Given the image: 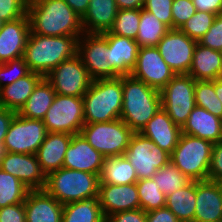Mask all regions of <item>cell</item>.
I'll return each instance as SVG.
<instances>
[{"mask_svg":"<svg viewBox=\"0 0 222 222\" xmlns=\"http://www.w3.org/2000/svg\"><path fill=\"white\" fill-rule=\"evenodd\" d=\"M30 31L44 36L84 34L81 17L64 0H33L27 3Z\"/></svg>","mask_w":222,"mask_h":222,"instance_id":"1","label":"cell"},{"mask_svg":"<svg viewBox=\"0 0 222 222\" xmlns=\"http://www.w3.org/2000/svg\"><path fill=\"white\" fill-rule=\"evenodd\" d=\"M80 37L29 33L23 58L31 72L43 77L60 63L77 55Z\"/></svg>","mask_w":222,"mask_h":222,"instance_id":"2","label":"cell"},{"mask_svg":"<svg viewBox=\"0 0 222 222\" xmlns=\"http://www.w3.org/2000/svg\"><path fill=\"white\" fill-rule=\"evenodd\" d=\"M123 102L120 119L140 133L162 107L160 91L131 75L122 76Z\"/></svg>","mask_w":222,"mask_h":222,"instance_id":"3","label":"cell"},{"mask_svg":"<svg viewBox=\"0 0 222 222\" xmlns=\"http://www.w3.org/2000/svg\"><path fill=\"white\" fill-rule=\"evenodd\" d=\"M82 98L85 124L120 119L123 102L122 76L115 79L92 80Z\"/></svg>","mask_w":222,"mask_h":222,"instance_id":"4","label":"cell"},{"mask_svg":"<svg viewBox=\"0 0 222 222\" xmlns=\"http://www.w3.org/2000/svg\"><path fill=\"white\" fill-rule=\"evenodd\" d=\"M97 174L60 168L46 176L44 189L63 205L98 196Z\"/></svg>","mask_w":222,"mask_h":222,"instance_id":"5","label":"cell"},{"mask_svg":"<svg viewBox=\"0 0 222 222\" xmlns=\"http://www.w3.org/2000/svg\"><path fill=\"white\" fill-rule=\"evenodd\" d=\"M213 146L209 140L181 133L170 162L191 181L208 180Z\"/></svg>","mask_w":222,"mask_h":222,"instance_id":"6","label":"cell"},{"mask_svg":"<svg viewBox=\"0 0 222 222\" xmlns=\"http://www.w3.org/2000/svg\"><path fill=\"white\" fill-rule=\"evenodd\" d=\"M103 156H121L128 148L133 131L121 119L84 124L80 132Z\"/></svg>","mask_w":222,"mask_h":222,"instance_id":"7","label":"cell"},{"mask_svg":"<svg viewBox=\"0 0 222 222\" xmlns=\"http://www.w3.org/2000/svg\"><path fill=\"white\" fill-rule=\"evenodd\" d=\"M194 88L195 80L189 74H178L160 91L162 108L181 128L196 106Z\"/></svg>","mask_w":222,"mask_h":222,"instance_id":"8","label":"cell"},{"mask_svg":"<svg viewBox=\"0 0 222 222\" xmlns=\"http://www.w3.org/2000/svg\"><path fill=\"white\" fill-rule=\"evenodd\" d=\"M42 121L48 132L79 134L85 124L83 98L56 94Z\"/></svg>","mask_w":222,"mask_h":222,"instance_id":"9","label":"cell"},{"mask_svg":"<svg viewBox=\"0 0 222 222\" xmlns=\"http://www.w3.org/2000/svg\"><path fill=\"white\" fill-rule=\"evenodd\" d=\"M124 155L134 167L138 180L151 178L170 162V154L141 133H133Z\"/></svg>","mask_w":222,"mask_h":222,"instance_id":"10","label":"cell"},{"mask_svg":"<svg viewBox=\"0 0 222 222\" xmlns=\"http://www.w3.org/2000/svg\"><path fill=\"white\" fill-rule=\"evenodd\" d=\"M47 134L42 120L22 117L16 113L3 144L6 152L36 154Z\"/></svg>","mask_w":222,"mask_h":222,"instance_id":"11","label":"cell"},{"mask_svg":"<svg viewBox=\"0 0 222 222\" xmlns=\"http://www.w3.org/2000/svg\"><path fill=\"white\" fill-rule=\"evenodd\" d=\"M45 78L52 84L56 94L80 98L92 83V79L78 55L60 63Z\"/></svg>","mask_w":222,"mask_h":222,"instance_id":"12","label":"cell"},{"mask_svg":"<svg viewBox=\"0 0 222 222\" xmlns=\"http://www.w3.org/2000/svg\"><path fill=\"white\" fill-rule=\"evenodd\" d=\"M77 55L81 58L92 80L120 77L108 64V44L103 34L84 33L81 35Z\"/></svg>","mask_w":222,"mask_h":222,"instance_id":"13","label":"cell"},{"mask_svg":"<svg viewBox=\"0 0 222 222\" xmlns=\"http://www.w3.org/2000/svg\"><path fill=\"white\" fill-rule=\"evenodd\" d=\"M196 44L197 41L180 29H169L156 47L163 60L178 75L189 73Z\"/></svg>","mask_w":222,"mask_h":222,"instance_id":"14","label":"cell"},{"mask_svg":"<svg viewBox=\"0 0 222 222\" xmlns=\"http://www.w3.org/2000/svg\"><path fill=\"white\" fill-rule=\"evenodd\" d=\"M130 75L161 91L175 73L163 60L157 47L152 46L139 48L136 65Z\"/></svg>","mask_w":222,"mask_h":222,"instance_id":"15","label":"cell"},{"mask_svg":"<svg viewBox=\"0 0 222 222\" xmlns=\"http://www.w3.org/2000/svg\"><path fill=\"white\" fill-rule=\"evenodd\" d=\"M0 169L18 178L30 190L44 189L46 185V175L36 154L6 152Z\"/></svg>","mask_w":222,"mask_h":222,"instance_id":"16","label":"cell"},{"mask_svg":"<svg viewBox=\"0 0 222 222\" xmlns=\"http://www.w3.org/2000/svg\"><path fill=\"white\" fill-rule=\"evenodd\" d=\"M98 201L105 218L118 212L140 208L136 183L114 185L100 182Z\"/></svg>","mask_w":222,"mask_h":222,"instance_id":"17","label":"cell"},{"mask_svg":"<svg viewBox=\"0 0 222 222\" xmlns=\"http://www.w3.org/2000/svg\"><path fill=\"white\" fill-rule=\"evenodd\" d=\"M104 158L105 156L96 151L81 133L74 134L66 150L62 167L100 176Z\"/></svg>","mask_w":222,"mask_h":222,"instance_id":"18","label":"cell"},{"mask_svg":"<svg viewBox=\"0 0 222 222\" xmlns=\"http://www.w3.org/2000/svg\"><path fill=\"white\" fill-rule=\"evenodd\" d=\"M29 33L27 13L16 20L4 22L0 29V64L23 57Z\"/></svg>","mask_w":222,"mask_h":222,"instance_id":"19","label":"cell"},{"mask_svg":"<svg viewBox=\"0 0 222 222\" xmlns=\"http://www.w3.org/2000/svg\"><path fill=\"white\" fill-rule=\"evenodd\" d=\"M194 222H222V186L220 182L196 181Z\"/></svg>","mask_w":222,"mask_h":222,"instance_id":"20","label":"cell"},{"mask_svg":"<svg viewBox=\"0 0 222 222\" xmlns=\"http://www.w3.org/2000/svg\"><path fill=\"white\" fill-rule=\"evenodd\" d=\"M107 38L108 64L121 77L130 75L136 65L138 44L134 39L102 33Z\"/></svg>","mask_w":222,"mask_h":222,"instance_id":"21","label":"cell"},{"mask_svg":"<svg viewBox=\"0 0 222 222\" xmlns=\"http://www.w3.org/2000/svg\"><path fill=\"white\" fill-rule=\"evenodd\" d=\"M63 207L45 189L29 190L24 201L26 222H62Z\"/></svg>","mask_w":222,"mask_h":222,"instance_id":"22","label":"cell"},{"mask_svg":"<svg viewBox=\"0 0 222 222\" xmlns=\"http://www.w3.org/2000/svg\"><path fill=\"white\" fill-rule=\"evenodd\" d=\"M140 133L171 154L178 144L182 129L161 107Z\"/></svg>","mask_w":222,"mask_h":222,"instance_id":"23","label":"cell"},{"mask_svg":"<svg viewBox=\"0 0 222 222\" xmlns=\"http://www.w3.org/2000/svg\"><path fill=\"white\" fill-rule=\"evenodd\" d=\"M68 133L48 132L36 153L39 165L47 176L62 168L66 150L72 139Z\"/></svg>","mask_w":222,"mask_h":222,"instance_id":"24","label":"cell"},{"mask_svg":"<svg viewBox=\"0 0 222 222\" xmlns=\"http://www.w3.org/2000/svg\"><path fill=\"white\" fill-rule=\"evenodd\" d=\"M182 133L211 141L222 142V119L204 108L195 106L183 125Z\"/></svg>","mask_w":222,"mask_h":222,"instance_id":"25","label":"cell"},{"mask_svg":"<svg viewBox=\"0 0 222 222\" xmlns=\"http://www.w3.org/2000/svg\"><path fill=\"white\" fill-rule=\"evenodd\" d=\"M115 0H90L87 12L81 18L83 32L102 34L109 31L117 16Z\"/></svg>","mask_w":222,"mask_h":222,"instance_id":"26","label":"cell"},{"mask_svg":"<svg viewBox=\"0 0 222 222\" xmlns=\"http://www.w3.org/2000/svg\"><path fill=\"white\" fill-rule=\"evenodd\" d=\"M188 74L195 81H214L222 78V52L204 47L197 42Z\"/></svg>","mask_w":222,"mask_h":222,"instance_id":"27","label":"cell"},{"mask_svg":"<svg viewBox=\"0 0 222 222\" xmlns=\"http://www.w3.org/2000/svg\"><path fill=\"white\" fill-rule=\"evenodd\" d=\"M42 78L41 74L30 72L14 83L2 87L0 89V107L18 112Z\"/></svg>","mask_w":222,"mask_h":222,"instance_id":"28","label":"cell"},{"mask_svg":"<svg viewBox=\"0 0 222 222\" xmlns=\"http://www.w3.org/2000/svg\"><path fill=\"white\" fill-rule=\"evenodd\" d=\"M55 96L56 93L52 84L43 77L35 86L33 93L17 114L30 119L43 120Z\"/></svg>","mask_w":222,"mask_h":222,"instance_id":"29","label":"cell"},{"mask_svg":"<svg viewBox=\"0 0 222 222\" xmlns=\"http://www.w3.org/2000/svg\"><path fill=\"white\" fill-rule=\"evenodd\" d=\"M99 178L101 183L114 185L138 181L135 169L125 155L105 157Z\"/></svg>","mask_w":222,"mask_h":222,"instance_id":"30","label":"cell"},{"mask_svg":"<svg viewBox=\"0 0 222 222\" xmlns=\"http://www.w3.org/2000/svg\"><path fill=\"white\" fill-rule=\"evenodd\" d=\"M196 181L166 196V207L181 221L194 222Z\"/></svg>","mask_w":222,"mask_h":222,"instance_id":"31","label":"cell"},{"mask_svg":"<svg viewBox=\"0 0 222 222\" xmlns=\"http://www.w3.org/2000/svg\"><path fill=\"white\" fill-rule=\"evenodd\" d=\"M62 222H106L98 196L65 204Z\"/></svg>","mask_w":222,"mask_h":222,"instance_id":"32","label":"cell"},{"mask_svg":"<svg viewBox=\"0 0 222 222\" xmlns=\"http://www.w3.org/2000/svg\"><path fill=\"white\" fill-rule=\"evenodd\" d=\"M168 30L155 15L144 8L140 9L139 30L135 39L139 48L157 46Z\"/></svg>","mask_w":222,"mask_h":222,"instance_id":"33","label":"cell"},{"mask_svg":"<svg viewBox=\"0 0 222 222\" xmlns=\"http://www.w3.org/2000/svg\"><path fill=\"white\" fill-rule=\"evenodd\" d=\"M29 190L18 178L0 169V208L24 203Z\"/></svg>","mask_w":222,"mask_h":222,"instance_id":"34","label":"cell"},{"mask_svg":"<svg viewBox=\"0 0 222 222\" xmlns=\"http://www.w3.org/2000/svg\"><path fill=\"white\" fill-rule=\"evenodd\" d=\"M151 178L166 196L185 187L191 182V180L182 174L171 162L159 169Z\"/></svg>","mask_w":222,"mask_h":222,"instance_id":"35","label":"cell"},{"mask_svg":"<svg viewBox=\"0 0 222 222\" xmlns=\"http://www.w3.org/2000/svg\"><path fill=\"white\" fill-rule=\"evenodd\" d=\"M136 186L140 200V209L149 212L165 207L166 195L152 178L138 180Z\"/></svg>","mask_w":222,"mask_h":222,"instance_id":"36","label":"cell"},{"mask_svg":"<svg viewBox=\"0 0 222 222\" xmlns=\"http://www.w3.org/2000/svg\"><path fill=\"white\" fill-rule=\"evenodd\" d=\"M194 95L196 106L222 119V103L216 95L214 81L196 80Z\"/></svg>","mask_w":222,"mask_h":222,"instance_id":"37","label":"cell"},{"mask_svg":"<svg viewBox=\"0 0 222 222\" xmlns=\"http://www.w3.org/2000/svg\"><path fill=\"white\" fill-rule=\"evenodd\" d=\"M140 23V9L118 10L111 34L136 39Z\"/></svg>","mask_w":222,"mask_h":222,"instance_id":"38","label":"cell"},{"mask_svg":"<svg viewBox=\"0 0 222 222\" xmlns=\"http://www.w3.org/2000/svg\"><path fill=\"white\" fill-rule=\"evenodd\" d=\"M215 17L216 14L213 13L196 11V13L180 27V30L191 39L199 42L211 28Z\"/></svg>","mask_w":222,"mask_h":222,"instance_id":"39","label":"cell"},{"mask_svg":"<svg viewBox=\"0 0 222 222\" xmlns=\"http://www.w3.org/2000/svg\"><path fill=\"white\" fill-rule=\"evenodd\" d=\"M30 69L23 57L0 64V89L28 75Z\"/></svg>","mask_w":222,"mask_h":222,"instance_id":"40","label":"cell"},{"mask_svg":"<svg viewBox=\"0 0 222 222\" xmlns=\"http://www.w3.org/2000/svg\"><path fill=\"white\" fill-rule=\"evenodd\" d=\"M173 0H145L144 9L155 15L169 29H173Z\"/></svg>","mask_w":222,"mask_h":222,"instance_id":"41","label":"cell"},{"mask_svg":"<svg viewBox=\"0 0 222 222\" xmlns=\"http://www.w3.org/2000/svg\"><path fill=\"white\" fill-rule=\"evenodd\" d=\"M27 3L26 0H0V19L7 22L23 17Z\"/></svg>","mask_w":222,"mask_h":222,"instance_id":"42","label":"cell"},{"mask_svg":"<svg viewBox=\"0 0 222 222\" xmlns=\"http://www.w3.org/2000/svg\"><path fill=\"white\" fill-rule=\"evenodd\" d=\"M195 13H196V8L192 0H173L172 4L173 29H180V27Z\"/></svg>","mask_w":222,"mask_h":222,"instance_id":"43","label":"cell"},{"mask_svg":"<svg viewBox=\"0 0 222 222\" xmlns=\"http://www.w3.org/2000/svg\"><path fill=\"white\" fill-rule=\"evenodd\" d=\"M198 43L204 47L222 52V14L216 15L211 28Z\"/></svg>","mask_w":222,"mask_h":222,"instance_id":"44","label":"cell"},{"mask_svg":"<svg viewBox=\"0 0 222 222\" xmlns=\"http://www.w3.org/2000/svg\"><path fill=\"white\" fill-rule=\"evenodd\" d=\"M208 180L222 181V142L214 143Z\"/></svg>","mask_w":222,"mask_h":222,"instance_id":"45","label":"cell"},{"mask_svg":"<svg viewBox=\"0 0 222 222\" xmlns=\"http://www.w3.org/2000/svg\"><path fill=\"white\" fill-rule=\"evenodd\" d=\"M0 222H26L24 203L0 208Z\"/></svg>","mask_w":222,"mask_h":222,"instance_id":"46","label":"cell"},{"mask_svg":"<svg viewBox=\"0 0 222 222\" xmlns=\"http://www.w3.org/2000/svg\"><path fill=\"white\" fill-rule=\"evenodd\" d=\"M106 222H146V212L140 208L112 214Z\"/></svg>","mask_w":222,"mask_h":222,"instance_id":"47","label":"cell"},{"mask_svg":"<svg viewBox=\"0 0 222 222\" xmlns=\"http://www.w3.org/2000/svg\"><path fill=\"white\" fill-rule=\"evenodd\" d=\"M17 112L0 107V162L5 156L6 150L4 147V139L9 126Z\"/></svg>","mask_w":222,"mask_h":222,"instance_id":"48","label":"cell"},{"mask_svg":"<svg viewBox=\"0 0 222 222\" xmlns=\"http://www.w3.org/2000/svg\"><path fill=\"white\" fill-rule=\"evenodd\" d=\"M146 222H181L166 206L146 212Z\"/></svg>","mask_w":222,"mask_h":222,"instance_id":"49","label":"cell"},{"mask_svg":"<svg viewBox=\"0 0 222 222\" xmlns=\"http://www.w3.org/2000/svg\"><path fill=\"white\" fill-rule=\"evenodd\" d=\"M196 11L222 14V0H192Z\"/></svg>","mask_w":222,"mask_h":222,"instance_id":"50","label":"cell"},{"mask_svg":"<svg viewBox=\"0 0 222 222\" xmlns=\"http://www.w3.org/2000/svg\"><path fill=\"white\" fill-rule=\"evenodd\" d=\"M81 18L88 10L90 0H64Z\"/></svg>","mask_w":222,"mask_h":222,"instance_id":"51","label":"cell"},{"mask_svg":"<svg viewBox=\"0 0 222 222\" xmlns=\"http://www.w3.org/2000/svg\"><path fill=\"white\" fill-rule=\"evenodd\" d=\"M118 10L142 9L145 0H115Z\"/></svg>","mask_w":222,"mask_h":222,"instance_id":"52","label":"cell"},{"mask_svg":"<svg viewBox=\"0 0 222 222\" xmlns=\"http://www.w3.org/2000/svg\"><path fill=\"white\" fill-rule=\"evenodd\" d=\"M214 89L218 99L222 103V78L214 80Z\"/></svg>","mask_w":222,"mask_h":222,"instance_id":"53","label":"cell"},{"mask_svg":"<svg viewBox=\"0 0 222 222\" xmlns=\"http://www.w3.org/2000/svg\"><path fill=\"white\" fill-rule=\"evenodd\" d=\"M4 21L0 19V29L2 28Z\"/></svg>","mask_w":222,"mask_h":222,"instance_id":"54","label":"cell"}]
</instances>
